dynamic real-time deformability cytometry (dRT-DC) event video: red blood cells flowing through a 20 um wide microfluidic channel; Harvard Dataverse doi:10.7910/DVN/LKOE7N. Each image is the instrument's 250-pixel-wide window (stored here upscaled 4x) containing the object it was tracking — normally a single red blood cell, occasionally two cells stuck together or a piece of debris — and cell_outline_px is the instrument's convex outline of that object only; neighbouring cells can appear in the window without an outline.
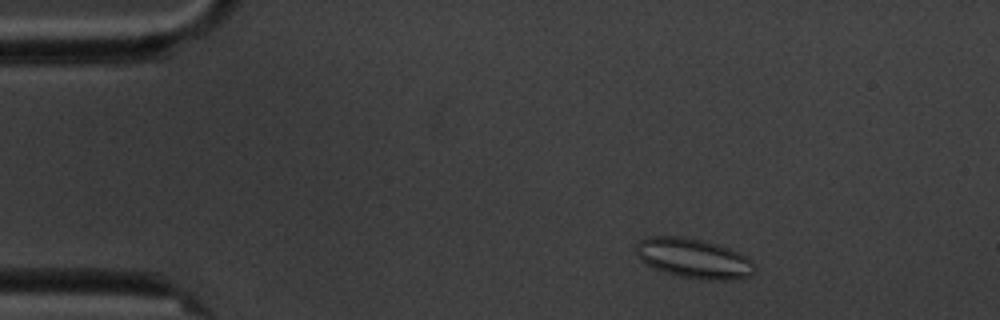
{"species": "common noctule bat (a hibernating species)", "species_latin": "Nyctalus noctula", "temperature_condition": "cold", "stored_images_in_passage": 3, "camera_frame_rate_fps": 3000, "um_per_image_px": 0.085, "animal": {"sex": "male", "body_mass_g": 20.1, "forearm_length_mm": 53.5}, "frame": {"image": 1, "passage_image": 1, "time_ms": 0.0, "image_size_px": [1000, 320], "cell_outline_px": [[756, 272], [748, 276], [728, 280], [704, 280], [680, 276], [652, 268], [644, 264], [636, 256], [636, 244], [640, 240], [648, 236], [680, 236], [700, 240], [716, 244], [740, 252], [748, 256], [752, 260], [756, 268]], "centroid_in_image_um": [58.96, 21.96], "position_along_channel_um": 26.0, "area_um2": 27.74}}